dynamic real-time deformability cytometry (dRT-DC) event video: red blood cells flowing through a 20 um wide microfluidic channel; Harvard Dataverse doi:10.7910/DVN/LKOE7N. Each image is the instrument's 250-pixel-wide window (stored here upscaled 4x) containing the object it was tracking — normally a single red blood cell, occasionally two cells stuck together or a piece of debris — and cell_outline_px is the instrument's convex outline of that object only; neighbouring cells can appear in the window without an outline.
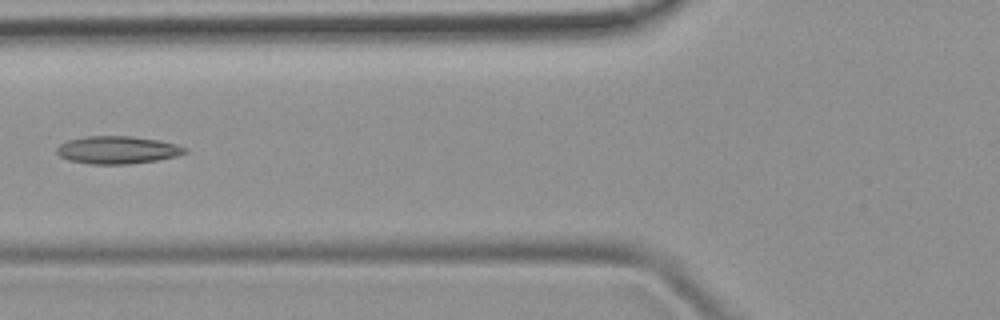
{"species": "common noctule bat (a hibernating species)", "species_latin": "Nyctalus noctula", "temperature_condition": "room temperature", "stored_images_in_passage": 3, "camera_frame_rate_fps": 3000, "um_per_image_px": 0.085, "animal": {"sex": "female", "body_mass_g": 19.9}, "frame": {"image": 1, "passage_image": 3, "time_ms": 2.333, "image_size_px": [1000, 320], "cell_outline_px": [[188, 152], [176, 156], [156, 160], [128, 164], [92, 164], [68, 160], [60, 156], [56, 152], [56, 148], [60, 144], [68, 140], [84, 136], [132, 136], [160, 140], [176, 144], [188, 148]], "centroid_in_image_um": [9.99, 12.74], "position_along_channel_um": 115.8, "area_um2": 20.75}}